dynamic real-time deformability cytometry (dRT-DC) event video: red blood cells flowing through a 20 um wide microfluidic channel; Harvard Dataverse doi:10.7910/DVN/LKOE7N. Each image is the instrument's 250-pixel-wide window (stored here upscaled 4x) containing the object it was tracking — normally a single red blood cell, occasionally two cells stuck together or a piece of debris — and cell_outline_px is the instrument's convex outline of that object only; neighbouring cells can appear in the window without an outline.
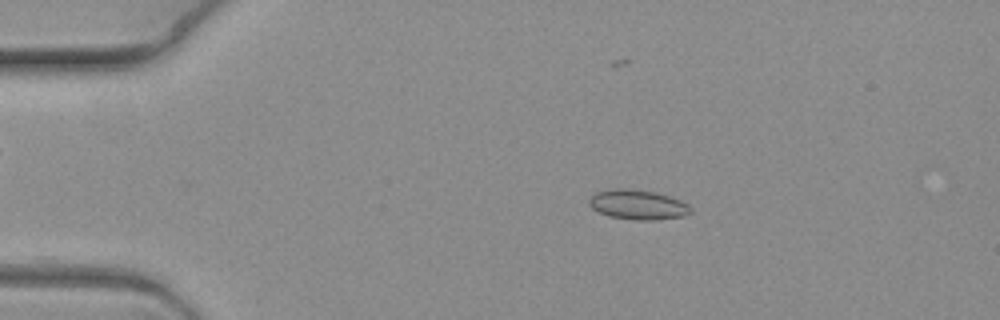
{"species": "common noctule bat (a hibernating species)", "species_latin": "Nyctalus noctula", "temperature_condition": "warm", "stored_images_in_passage": 8, "camera_frame_rate_fps": 3000, "um_per_image_px": 0.085, "animal": {"sex": "female", "body_mass_g": 19.3, "forearm_length_mm": 54.1}, "frame": {"image": 1, "passage_image": 4, "time_ms": 1.0, "image_size_px": [1000, 320], "cell_outline_px": [[692, 212], [684, 216], [656, 220], [636, 220], [608, 216], [592, 208], [588, 204], [588, 200], [596, 192], [612, 188], [628, 188], [656, 192], [680, 200], [688, 204], [692, 208]], "centroid_in_image_um": [54.22, 17.39], "position_along_channel_um": 30.8, "area_um2": 17.74}}
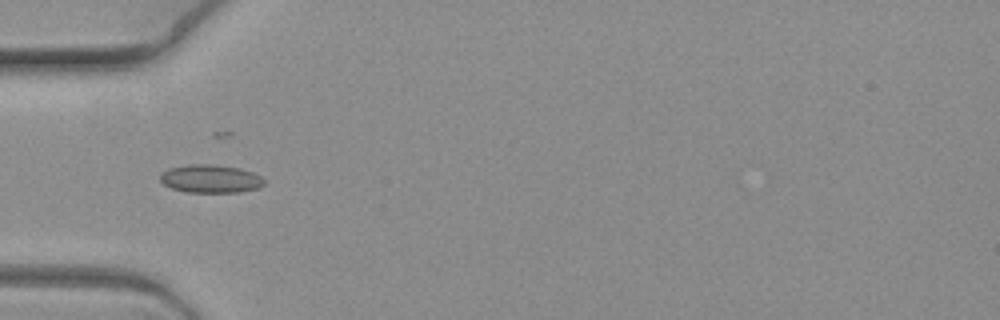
{"frame": {"image": 2, "passage_image": 6, "time_ms": 1.667, "image_size_px": [1000, 320], "cell_outline_px": [[264, 184], [260, 188], [236, 192], [188, 192], [172, 188], [164, 184], [160, 180], [160, 172], [168, 168], [188, 164], [212, 164], [240, 168], [252, 172], [260, 176], [264, 180]], "centroid_in_image_um": [17.88, 15.18], "position_along_channel_um": 67.1, "area_um2": 17.11}}
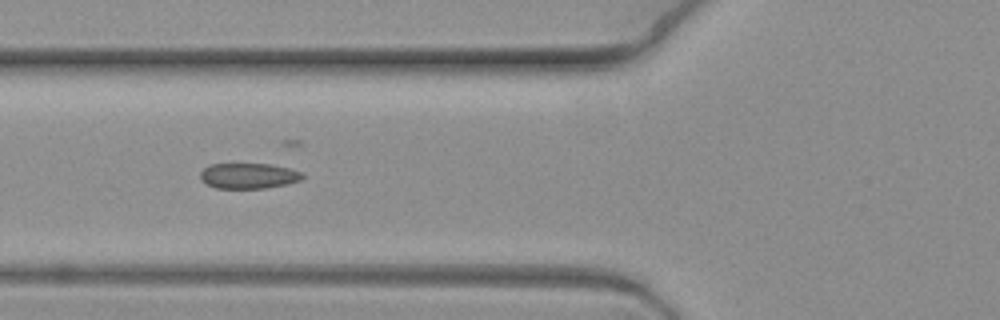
{"frame": {"image": 3, "passage_image": 7, "time_ms": 2.0, "image_size_px": [1000, 320], "cell_outline_px": [[304, 176], [300, 180], [288, 184], [264, 188], [216, 188], [200, 180], [200, 172], [204, 168], [212, 164], [272, 164], [288, 168], [300, 172]], "centroid_in_image_um": [21.11, 14.94], "position_along_channel_um": 104.7, "area_um2": 15.09}}